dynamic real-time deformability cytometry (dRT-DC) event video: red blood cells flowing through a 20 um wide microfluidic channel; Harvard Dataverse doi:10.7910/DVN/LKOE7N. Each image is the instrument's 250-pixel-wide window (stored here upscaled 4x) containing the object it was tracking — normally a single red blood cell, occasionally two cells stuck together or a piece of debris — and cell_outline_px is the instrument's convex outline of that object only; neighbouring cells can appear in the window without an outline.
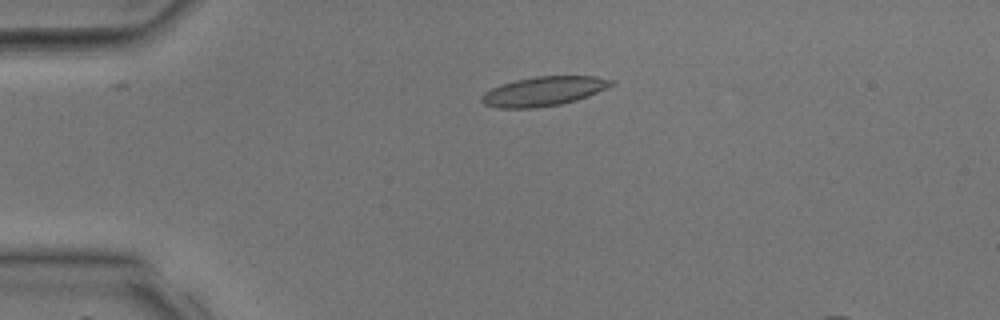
{"species": "common noctule bat (a hibernating species)", "species_latin": "Nyctalus noctula", "temperature_condition": "room temperature", "stored_images_in_passage": 15, "camera_frame_rate_fps": 3000, "um_per_image_px": 0.085, "animal": {"sex": "male", "body_mass_g": 17.9, "forearm_length_mm": 54.2}, "frame": {"image": 1, "passage_image": 10, "time_ms": 3.0, "image_size_px": [1000, 320], "cell_outline_px": [[616, 84], [588, 96], [576, 100], [560, 104], [536, 108], [496, 108], [484, 104], [480, 100], [480, 96], [484, 92], [492, 88], [516, 80], [536, 76], [596, 76], [616, 80]], "centroid_in_image_um": [46.24, 7.75], "position_along_channel_um": 38.8, "area_um2": 22.25}}